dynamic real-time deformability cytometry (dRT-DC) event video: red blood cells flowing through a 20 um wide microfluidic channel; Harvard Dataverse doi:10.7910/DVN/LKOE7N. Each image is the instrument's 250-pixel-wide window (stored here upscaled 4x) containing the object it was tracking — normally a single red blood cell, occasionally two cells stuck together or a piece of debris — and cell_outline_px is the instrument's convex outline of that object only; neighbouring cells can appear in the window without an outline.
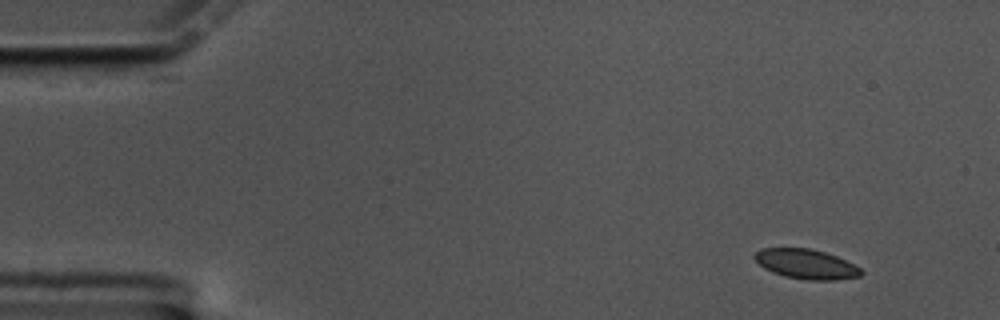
{"species": "common noctule bat (a hibernating species)", "species_latin": "Nyctalus noctula", "temperature_condition": "cold", "stored_images_in_passage": 55, "camera_frame_rate_fps": 3000, "um_per_image_px": 0.085, "animal": {"sex": "male", "body_mass_g": 17.5, "forearm_length_mm": 52.3}, "frame": {"image": 1, "passage_image": 1, "time_ms": 0.0, "image_size_px": [1000, 320], "cell_outline_px": [[864, 272], [860, 276], [836, 280], [808, 280], [784, 276], [772, 272], [764, 268], [752, 256], [760, 248], [808, 248], [824, 252], [836, 256], [860, 268]], "centroid_in_image_um": [68.5, 22.45], "position_along_channel_um": 16.5, "area_um2": 18.32}}
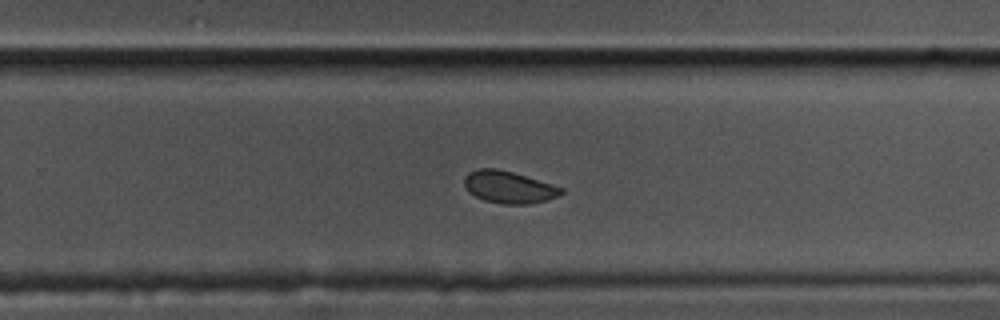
{"frame": {"image": 2, "passage_image": 34, "time_ms": 11.0, "image_size_px": [1000, 320], "cell_outline_px": [[564, 192], [548, 200], [528, 204], [504, 204], [484, 200], [468, 192], [464, 184], [464, 176], [468, 172], [476, 168], [496, 168], [512, 172], [552, 184], [564, 188]], "centroid_in_image_um": [43.22, 15.9], "position_along_channel_um": 286.6, "area_um2": 18.15}}
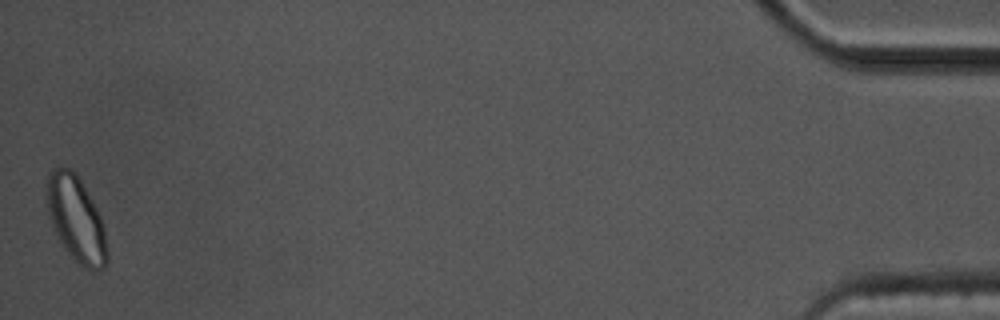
{"frame": {"image": 3, "passage_image": 55, "time_ms": 18.0, "image_size_px": [1000, 320], "cell_outline_px": [[108, 264], [104, 268], [92, 272], [84, 268], [60, 244], [52, 228], [48, 216], [44, 196], [48, 176], [56, 168], [68, 168], [76, 172], [92, 200], [100, 216], [104, 228], [108, 252]], "centroid_in_image_um": [6.45, 18.66], "position_along_channel_um": 428.7, "area_um2": 30.52}, "authors_computed_cell_mechanics": {"area_um2": 18.9584, "velocity_mm_per_s": 3.3665, "shape_relaxation_time_tau1_ms": null, "shape_relaxation_time_tau2_ms": 2.0228, "deformation_change_tau1": null, "deformation_change_tau2": 0.0465}}